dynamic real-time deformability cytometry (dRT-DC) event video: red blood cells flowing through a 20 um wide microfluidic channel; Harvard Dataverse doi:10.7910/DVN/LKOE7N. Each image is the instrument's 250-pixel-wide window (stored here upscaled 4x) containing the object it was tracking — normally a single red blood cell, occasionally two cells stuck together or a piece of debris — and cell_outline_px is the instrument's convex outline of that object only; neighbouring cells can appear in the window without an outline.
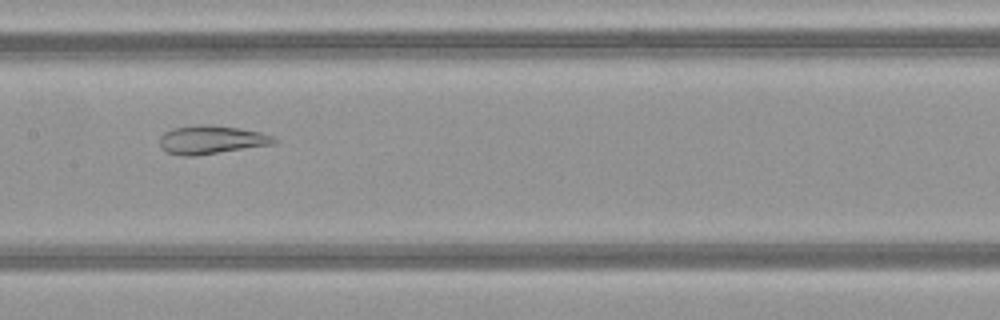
{"species": "common noctule bat (a hibernating species)", "species_latin": "Nyctalus noctula", "temperature_condition": "warm", "stored_images_in_passage": 50, "camera_frame_rate_fps": 3000, "um_per_image_px": 0.085, "animal": {"sex": "female", "body_mass_g": 21.9}, "frame": {"image": 1, "passage_image": 25, "time_ms": 8.0, "image_size_px": [1000, 320], "cell_outline_px": [[280, 140], [276, 144], [196, 156], [180, 156], [168, 152], [160, 148], [160, 136], [164, 132], [172, 128], [196, 124], [212, 124], [260, 132], [272, 136]], "centroid_in_image_um": [17.96, 11.88], "position_along_channel_um": 189.4, "area_um2": 19.31}}
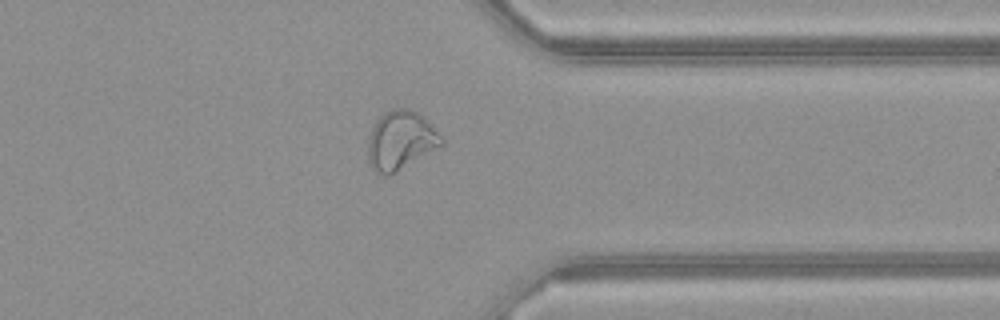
{"frame": {"image": 2, "passage_image": 39, "time_ms": 12.667, "image_size_px": [1000, 320], "cell_outline_px": [[444, 144], [396, 172], [388, 176], [380, 176], [368, 164], [368, 136], [376, 120], [384, 112], [392, 108], [408, 108], [424, 116], [428, 120], [444, 140]], "centroid_in_image_um": [34.03, 11.94], "position_along_channel_um": 377.4, "area_um2": 25.43}}
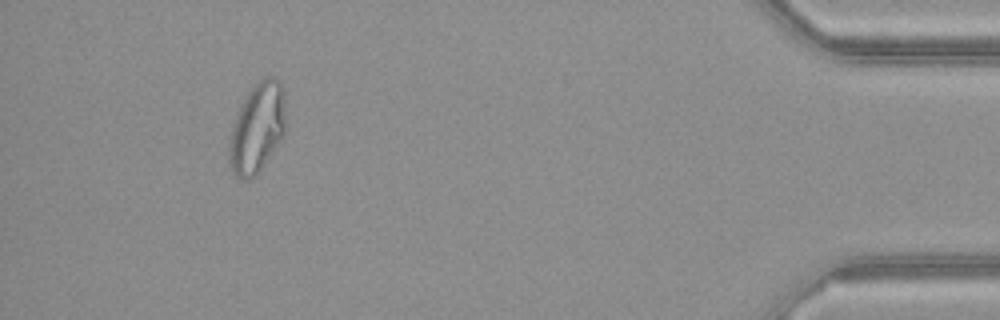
{"frame": {"image": 3, "passage_image": 46, "time_ms": 15.0, "image_size_px": [1000, 320], "cell_outline_px": [[284, 136], [256, 176], [248, 180], [240, 180], [232, 172], [228, 160], [228, 148], [232, 128], [236, 116], [252, 84], [264, 76], [272, 76], [284, 88]], "centroid_in_image_um": [21.85, 10.9], "position_along_channel_um": 413.4, "area_um2": 29.71}, "authors_computed_cell_mechanics": {"area_um2": 27.8307, "velocity_mm_per_s": 4.1398, "shape_relaxation_time_tau1_ms": null, "shape_relaxation_time_tau2_ms": 1.2712, "deformation_change_tau1": null, "deformation_change_tau2": 0.0704}}